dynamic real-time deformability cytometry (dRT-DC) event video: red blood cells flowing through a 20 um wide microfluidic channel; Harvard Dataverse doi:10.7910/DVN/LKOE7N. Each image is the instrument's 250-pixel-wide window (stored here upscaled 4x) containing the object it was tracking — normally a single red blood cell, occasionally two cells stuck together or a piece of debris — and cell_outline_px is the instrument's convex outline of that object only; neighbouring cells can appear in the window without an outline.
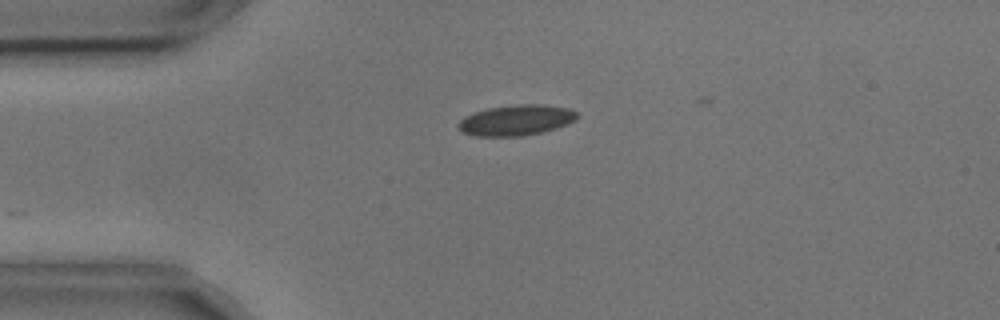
{"species": "common noctule bat (a hibernating species)", "species_latin": "Nyctalus noctula", "temperature_condition": "cold", "stored_images_in_passage": 24, "camera_frame_rate_fps": 3000, "um_per_image_px": 0.085, "animal": {"sex": "male", "body_mass_g": 17.9, "forearm_length_mm": 54.2}, "frame": {"image": 1, "passage_image": 1, "time_ms": 0.0, "image_size_px": [1000, 320], "cell_outline_px": [[580, 116], [576, 120], [568, 124], [556, 128], [540, 132], [520, 136], [476, 136], [464, 132], [460, 128], [460, 120], [464, 116], [488, 108], [520, 104], [536, 104], [568, 108], [576, 112]], "centroid_in_image_um": [43.92, 10.21], "position_along_channel_um": 41.1, "area_um2": 20.87}}
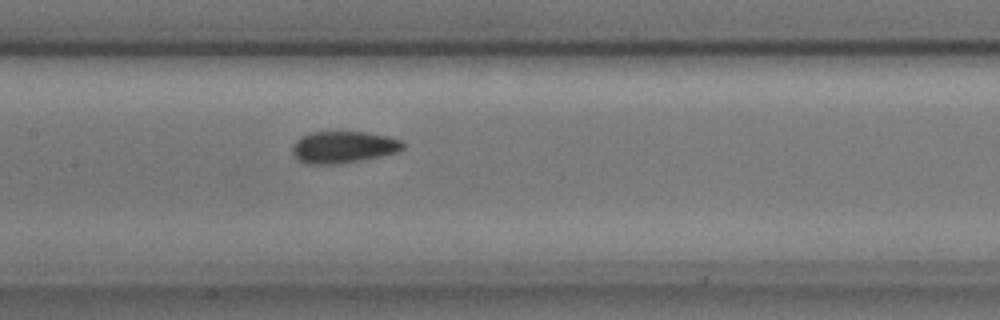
{"frame": {"image": 2, "passage_image": 14, "time_ms": 4.333, "image_size_px": [1000, 320], "cell_outline_px": [[404, 148], [396, 152], [364, 160], [336, 164], [304, 164], [296, 160], [292, 152], [292, 148], [296, 140], [300, 136], [312, 132], [364, 132], [388, 136], [400, 140], [404, 144]], "centroid_in_image_um": [29.14, 12.51], "position_along_channel_um": 178.3, "area_um2": 20.63}}
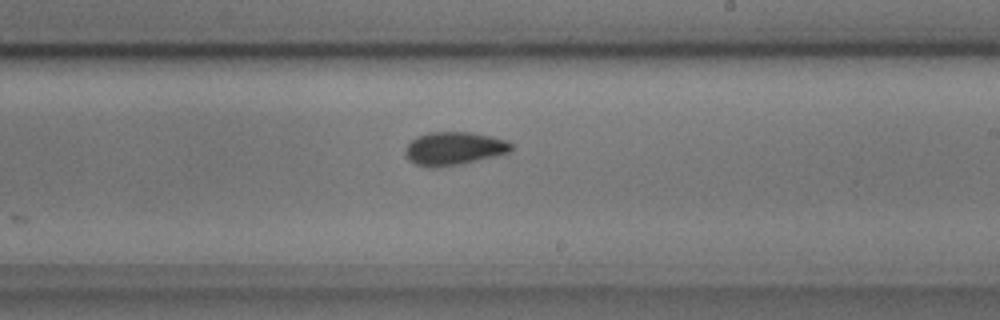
{"frame": {"image": 3, "passage_image": 20, "time_ms": 6.333, "image_size_px": [1000, 320], "cell_outline_px": [[512, 148], [508, 152], [460, 164], [436, 168], [428, 168], [416, 164], [408, 160], [404, 152], [408, 144], [416, 136], [428, 132], [472, 132], [504, 140], [512, 144]], "centroid_in_image_um": [38.51, 12.62], "position_along_channel_um": 250.5, "area_um2": 20.29}}